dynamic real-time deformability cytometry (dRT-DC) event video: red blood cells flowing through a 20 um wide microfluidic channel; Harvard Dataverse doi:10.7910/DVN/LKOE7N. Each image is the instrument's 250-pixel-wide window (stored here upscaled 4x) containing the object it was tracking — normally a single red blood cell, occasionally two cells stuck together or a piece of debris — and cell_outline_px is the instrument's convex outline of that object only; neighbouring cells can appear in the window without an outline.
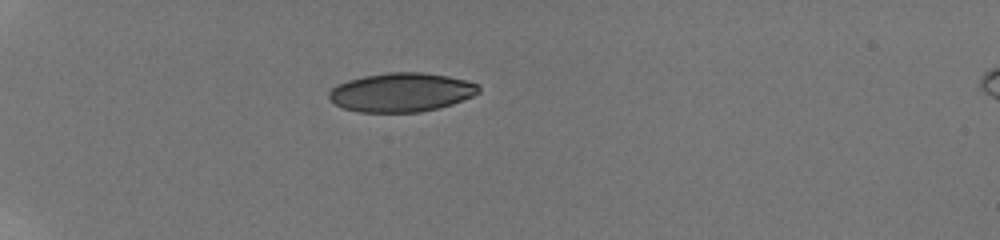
{"species": "human", "species_latin": "Homo sapiens", "temperature_condition": "room temperature", "stored_images_in_passage": 38, "camera_frame_rate_fps": 3000, "um_per_image_px": 0.085, "donor": {"sex": "male"}, "frame": {"image": 1, "passage_image": 1, "time_ms": 0.0, "image_size_px": [1000, 240], "cell_outline_px": [[480, 92], [472, 96], [452, 104], [420, 112], [360, 112], [344, 108], [336, 104], [328, 96], [328, 88], [336, 84], [348, 80], [364, 76], [388, 72], [424, 72], [448, 76], [480, 84]], "centroid_in_image_um": [34.1, 7.84], "position_along_channel_um": 50.9, "area_um2": 34.04}}
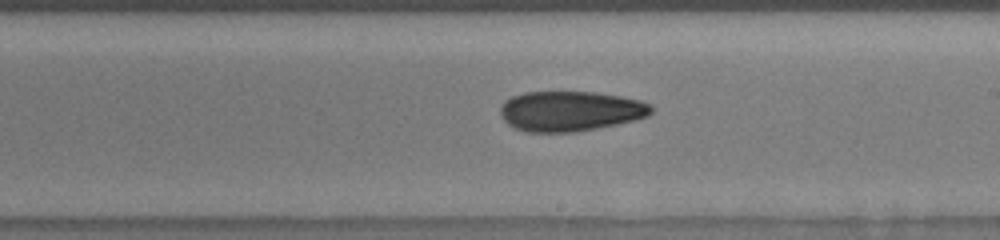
{"frame": {"image": 2, "passage_image": 19, "time_ms": 6.0, "image_size_px": [1000, 240], "cell_outline_px": [[652, 112], [648, 116], [636, 120], [576, 132], [528, 132], [516, 128], [508, 124], [500, 116], [500, 108], [504, 100], [512, 96], [524, 92], [596, 92], [620, 96], [640, 100], [652, 104]], "centroid_in_image_um": [48.48, 9.44], "position_along_channel_um": 240.5, "area_um2": 35.43}}
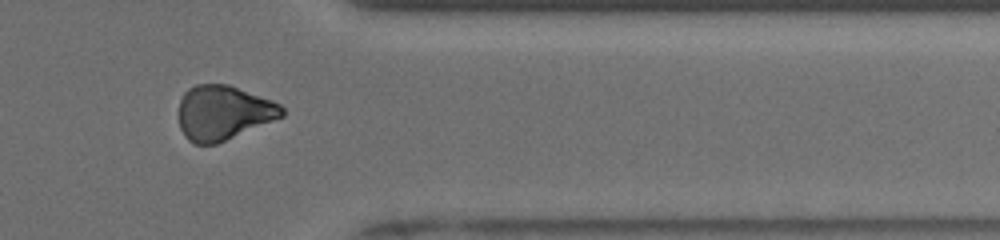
{"frame": {"image": 3, "passage_image": 31, "time_ms": 10.0, "image_size_px": [1000, 240], "cell_outline_px": [[284, 116], [216, 144], [196, 144], [188, 140], [184, 136], [180, 128], [180, 100], [184, 92], [188, 88], [196, 84], [228, 84], [272, 100], [280, 104], [284, 108]], "centroid_in_image_um": [18.98, 9.57], "position_along_channel_um": 392.4, "area_um2": 32.71}, "authors_computed_cell_mechanics": {"area_um2": 34.3043, "velocity_mm_per_s": 3.8958, "shape_relaxation_time_tau1_ms": null, "shape_relaxation_time_tau2_ms": 10.7758, "deformation_change_tau1": null, "deformation_change_tau2": 0.1853}}